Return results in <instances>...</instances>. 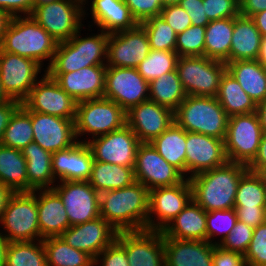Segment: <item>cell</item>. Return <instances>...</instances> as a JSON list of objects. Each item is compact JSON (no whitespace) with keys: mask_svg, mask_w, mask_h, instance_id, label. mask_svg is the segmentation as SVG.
<instances>
[{"mask_svg":"<svg viewBox=\"0 0 266 266\" xmlns=\"http://www.w3.org/2000/svg\"><path fill=\"white\" fill-rule=\"evenodd\" d=\"M149 190L140 182L100 193V216L116 231L147 229Z\"/></svg>","mask_w":266,"mask_h":266,"instance_id":"cell-1","label":"cell"},{"mask_svg":"<svg viewBox=\"0 0 266 266\" xmlns=\"http://www.w3.org/2000/svg\"><path fill=\"white\" fill-rule=\"evenodd\" d=\"M247 170L244 164L227 161L188 178L192 199L206 212L233 209L238 183Z\"/></svg>","mask_w":266,"mask_h":266,"instance_id":"cell-2","label":"cell"},{"mask_svg":"<svg viewBox=\"0 0 266 266\" xmlns=\"http://www.w3.org/2000/svg\"><path fill=\"white\" fill-rule=\"evenodd\" d=\"M32 16H14L4 34L0 49L36 61L41 66L45 59L51 64L58 45Z\"/></svg>","mask_w":266,"mask_h":266,"instance_id":"cell-3","label":"cell"},{"mask_svg":"<svg viewBox=\"0 0 266 266\" xmlns=\"http://www.w3.org/2000/svg\"><path fill=\"white\" fill-rule=\"evenodd\" d=\"M79 30L70 40L59 42L46 73H68L81 68L106 65L109 34L101 33L81 38ZM103 57V58H102ZM106 59V60H105Z\"/></svg>","mask_w":266,"mask_h":266,"instance_id":"cell-4","label":"cell"},{"mask_svg":"<svg viewBox=\"0 0 266 266\" xmlns=\"http://www.w3.org/2000/svg\"><path fill=\"white\" fill-rule=\"evenodd\" d=\"M229 116L216 97L188 95L174 111L175 123L187 132L225 140Z\"/></svg>","mask_w":266,"mask_h":266,"instance_id":"cell-5","label":"cell"},{"mask_svg":"<svg viewBox=\"0 0 266 266\" xmlns=\"http://www.w3.org/2000/svg\"><path fill=\"white\" fill-rule=\"evenodd\" d=\"M126 115L122 107L104 97L79 101L74 121L76 137L92 134L96 138L119 130L126 125Z\"/></svg>","mask_w":266,"mask_h":266,"instance_id":"cell-6","label":"cell"},{"mask_svg":"<svg viewBox=\"0 0 266 266\" xmlns=\"http://www.w3.org/2000/svg\"><path fill=\"white\" fill-rule=\"evenodd\" d=\"M1 225L6 231L1 235L7 242L43 240L38 224L36 190L14 192L3 212Z\"/></svg>","mask_w":266,"mask_h":266,"instance_id":"cell-7","label":"cell"},{"mask_svg":"<svg viewBox=\"0 0 266 266\" xmlns=\"http://www.w3.org/2000/svg\"><path fill=\"white\" fill-rule=\"evenodd\" d=\"M176 70L186 95L216 97L226 63L205 56L178 57Z\"/></svg>","mask_w":266,"mask_h":266,"instance_id":"cell-8","label":"cell"},{"mask_svg":"<svg viewBox=\"0 0 266 266\" xmlns=\"http://www.w3.org/2000/svg\"><path fill=\"white\" fill-rule=\"evenodd\" d=\"M84 5L80 0L53 1L34 5L31 16L55 40L67 41L84 26L82 24V18L86 14Z\"/></svg>","mask_w":266,"mask_h":266,"instance_id":"cell-9","label":"cell"},{"mask_svg":"<svg viewBox=\"0 0 266 266\" xmlns=\"http://www.w3.org/2000/svg\"><path fill=\"white\" fill-rule=\"evenodd\" d=\"M262 135L256 112L229 117L224 140L227 160L248 166L257 155Z\"/></svg>","mask_w":266,"mask_h":266,"instance_id":"cell-10","label":"cell"},{"mask_svg":"<svg viewBox=\"0 0 266 266\" xmlns=\"http://www.w3.org/2000/svg\"><path fill=\"white\" fill-rule=\"evenodd\" d=\"M103 97L113 100L128 112L132 107L149 100V83L136 68L107 66Z\"/></svg>","mask_w":266,"mask_h":266,"instance_id":"cell-11","label":"cell"},{"mask_svg":"<svg viewBox=\"0 0 266 266\" xmlns=\"http://www.w3.org/2000/svg\"><path fill=\"white\" fill-rule=\"evenodd\" d=\"M191 200L192 187L188 177L177 185L149 190L147 230L163 231Z\"/></svg>","mask_w":266,"mask_h":266,"instance_id":"cell-12","label":"cell"},{"mask_svg":"<svg viewBox=\"0 0 266 266\" xmlns=\"http://www.w3.org/2000/svg\"><path fill=\"white\" fill-rule=\"evenodd\" d=\"M42 67L32 59L0 49V81L10 99L22 103L38 81Z\"/></svg>","mask_w":266,"mask_h":266,"instance_id":"cell-13","label":"cell"},{"mask_svg":"<svg viewBox=\"0 0 266 266\" xmlns=\"http://www.w3.org/2000/svg\"><path fill=\"white\" fill-rule=\"evenodd\" d=\"M77 103L45 72L21 104L29 111L75 120Z\"/></svg>","mask_w":266,"mask_h":266,"instance_id":"cell-14","label":"cell"},{"mask_svg":"<svg viewBox=\"0 0 266 266\" xmlns=\"http://www.w3.org/2000/svg\"><path fill=\"white\" fill-rule=\"evenodd\" d=\"M52 189L64 204L70 226L100 217V194L88 181H61Z\"/></svg>","mask_w":266,"mask_h":266,"instance_id":"cell-15","label":"cell"},{"mask_svg":"<svg viewBox=\"0 0 266 266\" xmlns=\"http://www.w3.org/2000/svg\"><path fill=\"white\" fill-rule=\"evenodd\" d=\"M93 140H83L92 151L94 161L117 164L134 169L138 137L126 124L123 128Z\"/></svg>","mask_w":266,"mask_h":266,"instance_id":"cell-16","label":"cell"},{"mask_svg":"<svg viewBox=\"0 0 266 266\" xmlns=\"http://www.w3.org/2000/svg\"><path fill=\"white\" fill-rule=\"evenodd\" d=\"M134 177L148 190L174 186L185 179L150 143H140L137 148Z\"/></svg>","mask_w":266,"mask_h":266,"instance_id":"cell-17","label":"cell"},{"mask_svg":"<svg viewBox=\"0 0 266 266\" xmlns=\"http://www.w3.org/2000/svg\"><path fill=\"white\" fill-rule=\"evenodd\" d=\"M116 241L125 249L129 266H165L162 231H121Z\"/></svg>","mask_w":266,"mask_h":266,"instance_id":"cell-18","label":"cell"},{"mask_svg":"<svg viewBox=\"0 0 266 266\" xmlns=\"http://www.w3.org/2000/svg\"><path fill=\"white\" fill-rule=\"evenodd\" d=\"M149 51L148 35L138 24L131 30L109 34L106 65L136 68L148 56Z\"/></svg>","mask_w":266,"mask_h":266,"instance_id":"cell-19","label":"cell"},{"mask_svg":"<svg viewBox=\"0 0 266 266\" xmlns=\"http://www.w3.org/2000/svg\"><path fill=\"white\" fill-rule=\"evenodd\" d=\"M33 142L51 153L65 150L78 142L75 120L30 111Z\"/></svg>","mask_w":266,"mask_h":266,"instance_id":"cell-20","label":"cell"},{"mask_svg":"<svg viewBox=\"0 0 266 266\" xmlns=\"http://www.w3.org/2000/svg\"><path fill=\"white\" fill-rule=\"evenodd\" d=\"M126 114V124L140 143H151L175 123L173 110L150 100L132 107Z\"/></svg>","mask_w":266,"mask_h":266,"instance_id":"cell-21","label":"cell"},{"mask_svg":"<svg viewBox=\"0 0 266 266\" xmlns=\"http://www.w3.org/2000/svg\"><path fill=\"white\" fill-rule=\"evenodd\" d=\"M186 173L188 178L224 165L228 160L224 140L200 133L187 132Z\"/></svg>","mask_w":266,"mask_h":266,"instance_id":"cell-22","label":"cell"},{"mask_svg":"<svg viewBox=\"0 0 266 266\" xmlns=\"http://www.w3.org/2000/svg\"><path fill=\"white\" fill-rule=\"evenodd\" d=\"M116 231L101 216L83 224L70 226L60 237L71 247L88 253L94 259L115 240Z\"/></svg>","mask_w":266,"mask_h":266,"instance_id":"cell-23","label":"cell"},{"mask_svg":"<svg viewBox=\"0 0 266 266\" xmlns=\"http://www.w3.org/2000/svg\"><path fill=\"white\" fill-rule=\"evenodd\" d=\"M107 65H94L68 73H47L77 102L103 98Z\"/></svg>","mask_w":266,"mask_h":266,"instance_id":"cell-24","label":"cell"},{"mask_svg":"<svg viewBox=\"0 0 266 266\" xmlns=\"http://www.w3.org/2000/svg\"><path fill=\"white\" fill-rule=\"evenodd\" d=\"M94 163L87 143L79 141L68 149L52 153V172L61 181H88Z\"/></svg>","mask_w":266,"mask_h":266,"instance_id":"cell-25","label":"cell"},{"mask_svg":"<svg viewBox=\"0 0 266 266\" xmlns=\"http://www.w3.org/2000/svg\"><path fill=\"white\" fill-rule=\"evenodd\" d=\"M165 266H213L214 244L200 240H179L163 235Z\"/></svg>","mask_w":266,"mask_h":266,"instance_id":"cell-26","label":"cell"},{"mask_svg":"<svg viewBox=\"0 0 266 266\" xmlns=\"http://www.w3.org/2000/svg\"><path fill=\"white\" fill-rule=\"evenodd\" d=\"M36 201L39 230L43 238L60 236L70 227L64 204L53 189L36 190Z\"/></svg>","mask_w":266,"mask_h":266,"instance_id":"cell-27","label":"cell"},{"mask_svg":"<svg viewBox=\"0 0 266 266\" xmlns=\"http://www.w3.org/2000/svg\"><path fill=\"white\" fill-rule=\"evenodd\" d=\"M91 1V18L94 24L105 33L111 34L123 30H131L138 25L124 0Z\"/></svg>","mask_w":266,"mask_h":266,"instance_id":"cell-28","label":"cell"},{"mask_svg":"<svg viewBox=\"0 0 266 266\" xmlns=\"http://www.w3.org/2000/svg\"><path fill=\"white\" fill-rule=\"evenodd\" d=\"M162 233L168 238L206 241V211L192 199Z\"/></svg>","mask_w":266,"mask_h":266,"instance_id":"cell-29","label":"cell"},{"mask_svg":"<svg viewBox=\"0 0 266 266\" xmlns=\"http://www.w3.org/2000/svg\"><path fill=\"white\" fill-rule=\"evenodd\" d=\"M262 35L250 17H233V34L229 62L257 60L260 53Z\"/></svg>","mask_w":266,"mask_h":266,"instance_id":"cell-30","label":"cell"},{"mask_svg":"<svg viewBox=\"0 0 266 266\" xmlns=\"http://www.w3.org/2000/svg\"><path fill=\"white\" fill-rule=\"evenodd\" d=\"M21 152L26 159L28 192L52 189L53 183L57 181L52 172V153L35 142H31Z\"/></svg>","mask_w":266,"mask_h":266,"instance_id":"cell-31","label":"cell"},{"mask_svg":"<svg viewBox=\"0 0 266 266\" xmlns=\"http://www.w3.org/2000/svg\"><path fill=\"white\" fill-rule=\"evenodd\" d=\"M226 66L256 105L266 98V68L258 60L232 61Z\"/></svg>","mask_w":266,"mask_h":266,"instance_id":"cell-32","label":"cell"},{"mask_svg":"<svg viewBox=\"0 0 266 266\" xmlns=\"http://www.w3.org/2000/svg\"><path fill=\"white\" fill-rule=\"evenodd\" d=\"M187 131L173 123L150 144L167 163L175 167L184 177L186 174ZM186 175V176H185Z\"/></svg>","mask_w":266,"mask_h":266,"instance_id":"cell-33","label":"cell"},{"mask_svg":"<svg viewBox=\"0 0 266 266\" xmlns=\"http://www.w3.org/2000/svg\"><path fill=\"white\" fill-rule=\"evenodd\" d=\"M216 98L229 117L256 111L254 101L227 70L221 77Z\"/></svg>","mask_w":266,"mask_h":266,"instance_id":"cell-34","label":"cell"},{"mask_svg":"<svg viewBox=\"0 0 266 266\" xmlns=\"http://www.w3.org/2000/svg\"><path fill=\"white\" fill-rule=\"evenodd\" d=\"M88 182L99 194L104 191L124 188L135 182L134 169L94 161Z\"/></svg>","mask_w":266,"mask_h":266,"instance_id":"cell-35","label":"cell"},{"mask_svg":"<svg viewBox=\"0 0 266 266\" xmlns=\"http://www.w3.org/2000/svg\"><path fill=\"white\" fill-rule=\"evenodd\" d=\"M0 182L13 192H28L26 159L21 150L0 144Z\"/></svg>","mask_w":266,"mask_h":266,"instance_id":"cell-36","label":"cell"},{"mask_svg":"<svg viewBox=\"0 0 266 266\" xmlns=\"http://www.w3.org/2000/svg\"><path fill=\"white\" fill-rule=\"evenodd\" d=\"M232 34L233 17L210 21L205 30L204 56L228 63Z\"/></svg>","mask_w":266,"mask_h":266,"instance_id":"cell-37","label":"cell"},{"mask_svg":"<svg viewBox=\"0 0 266 266\" xmlns=\"http://www.w3.org/2000/svg\"><path fill=\"white\" fill-rule=\"evenodd\" d=\"M42 242L47 266H96L91 255L71 247L60 236L46 237Z\"/></svg>","mask_w":266,"mask_h":266,"instance_id":"cell-38","label":"cell"},{"mask_svg":"<svg viewBox=\"0 0 266 266\" xmlns=\"http://www.w3.org/2000/svg\"><path fill=\"white\" fill-rule=\"evenodd\" d=\"M177 70L168 72L149 83V100L175 111L186 98Z\"/></svg>","mask_w":266,"mask_h":266,"instance_id":"cell-39","label":"cell"},{"mask_svg":"<svg viewBox=\"0 0 266 266\" xmlns=\"http://www.w3.org/2000/svg\"><path fill=\"white\" fill-rule=\"evenodd\" d=\"M33 136L30 111L21 104L10 117L0 144L22 150L33 142Z\"/></svg>","mask_w":266,"mask_h":266,"instance_id":"cell-40","label":"cell"},{"mask_svg":"<svg viewBox=\"0 0 266 266\" xmlns=\"http://www.w3.org/2000/svg\"><path fill=\"white\" fill-rule=\"evenodd\" d=\"M4 266H47L42 240L8 242Z\"/></svg>","mask_w":266,"mask_h":266,"instance_id":"cell-41","label":"cell"},{"mask_svg":"<svg viewBox=\"0 0 266 266\" xmlns=\"http://www.w3.org/2000/svg\"><path fill=\"white\" fill-rule=\"evenodd\" d=\"M178 57L176 51L150 49L148 56L139 63L136 69L150 83L163 74L176 70Z\"/></svg>","mask_w":266,"mask_h":266,"instance_id":"cell-42","label":"cell"},{"mask_svg":"<svg viewBox=\"0 0 266 266\" xmlns=\"http://www.w3.org/2000/svg\"><path fill=\"white\" fill-rule=\"evenodd\" d=\"M235 206H266V188L255 172L247 170L242 175L237 186Z\"/></svg>","mask_w":266,"mask_h":266,"instance_id":"cell-43","label":"cell"},{"mask_svg":"<svg viewBox=\"0 0 266 266\" xmlns=\"http://www.w3.org/2000/svg\"><path fill=\"white\" fill-rule=\"evenodd\" d=\"M140 25L148 35L150 49L175 51L177 33L161 15L150 17Z\"/></svg>","mask_w":266,"mask_h":266,"instance_id":"cell-44","label":"cell"},{"mask_svg":"<svg viewBox=\"0 0 266 266\" xmlns=\"http://www.w3.org/2000/svg\"><path fill=\"white\" fill-rule=\"evenodd\" d=\"M237 221L235 208L206 212V241L211 244L219 245L231 233ZM216 234H222V237L217 242H213L214 240H212V238H214Z\"/></svg>","mask_w":266,"mask_h":266,"instance_id":"cell-45","label":"cell"},{"mask_svg":"<svg viewBox=\"0 0 266 266\" xmlns=\"http://www.w3.org/2000/svg\"><path fill=\"white\" fill-rule=\"evenodd\" d=\"M205 26L191 25L177 34L175 51L179 57L204 56Z\"/></svg>","mask_w":266,"mask_h":266,"instance_id":"cell-46","label":"cell"},{"mask_svg":"<svg viewBox=\"0 0 266 266\" xmlns=\"http://www.w3.org/2000/svg\"><path fill=\"white\" fill-rule=\"evenodd\" d=\"M253 237V228L240 221L236 222L231 233L219 244L223 249L245 255Z\"/></svg>","mask_w":266,"mask_h":266,"instance_id":"cell-47","label":"cell"},{"mask_svg":"<svg viewBox=\"0 0 266 266\" xmlns=\"http://www.w3.org/2000/svg\"><path fill=\"white\" fill-rule=\"evenodd\" d=\"M244 257L249 266H266V222L253 229Z\"/></svg>","mask_w":266,"mask_h":266,"instance_id":"cell-48","label":"cell"},{"mask_svg":"<svg viewBox=\"0 0 266 266\" xmlns=\"http://www.w3.org/2000/svg\"><path fill=\"white\" fill-rule=\"evenodd\" d=\"M203 5L209 21L240 15L239 0H203Z\"/></svg>","mask_w":266,"mask_h":266,"instance_id":"cell-49","label":"cell"},{"mask_svg":"<svg viewBox=\"0 0 266 266\" xmlns=\"http://www.w3.org/2000/svg\"><path fill=\"white\" fill-rule=\"evenodd\" d=\"M138 24L150 17L159 16L163 8L161 0H124Z\"/></svg>","mask_w":266,"mask_h":266,"instance_id":"cell-50","label":"cell"},{"mask_svg":"<svg viewBox=\"0 0 266 266\" xmlns=\"http://www.w3.org/2000/svg\"><path fill=\"white\" fill-rule=\"evenodd\" d=\"M160 15L177 34L192 25L188 13L179 4L164 6Z\"/></svg>","mask_w":266,"mask_h":266,"instance_id":"cell-51","label":"cell"},{"mask_svg":"<svg viewBox=\"0 0 266 266\" xmlns=\"http://www.w3.org/2000/svg\"><path fill=\"white\" fill-rule=\"evenodd\" d=\"M95 264L100 266H129L125 249L115 240L96 257Z\"/></svg>","mask_w":266,"mask_h":266,"instance_id":"cell-52","label":"cell"},{"mask_svg":"<svg viewBox=\"0 0 266 266\" xmlns=\"http://www.w3.org/2000/svg\"><path fill=\"white\" fill-rule=\"evenodd\" d=\"M238 221L253 229L266 222V206H235Z\"/></svg>","mask_w":266,"mask_h":266,"instance_id":"cell-53","label":"cell"},{"mask_svg":"<svg viewBox=\"0 0 266 266\" xmlns=\"http://www.w3.org/2000/svg\"><path fill=\"white\" fill-rule=\"evenodd\" d=\"M213 266H249L245 260L244 255L228 251L223 249L219 245L214 244L213 257H212Z\"/></svg>","mask_w":266,"mask_h":266,"instance_id":"cell-54","label":"cell"},{"mask_svg":"<svg viewBox=\"0 0 266 266\" xmlns=\"http://www.w3.org/2000/svg\"><path fill=\"white\" fill-rule=\"evenodd\" d=\"M179 5L188 13L194 26H207L210 21L206 16L203 0H180Z\"/></svg>","mask_w":266,"mask_h":266,"instance_id":"cell-55","label":"cell"},{"mask_svg":"<svg viewBox=\"0 0 266 266\" xmlns=\"http://www.w3.org/2000/svg\"><path fill=\"white\" fill-rule=\"evenodd\" d=\"M34 0H0V8L14 16H31L34 10ZM21 13V14H20Z\"/></svg>","mask_w":266,"mask_h":266,"instance_id":"cell-56","label":"cell"},{"mask_svg":"<svg viewBox=\"0 0 266 266\" xmlns=\"http://www.w3.org/2000/svg\"><path fill=\"white\" fill-rule=\"evenodd\" d=\"M20 105L21 103L19 101L13 99L0 103V142L10 117Z\"/></svg>","mask_w":266,"mask_h":266,"instance_id":"cell-57","label":"cell"},{"mask_svg":"<svg viewBox=\"0 0 266 266\" xmlns=\"http://www.w3.org/2000/svg\"><path fill=\"white\" fill-rule=\"evenodd\" d=\"M240 15L252 17L254 14L266 10V0H239Z\"/></svg>","mask_w":266,"mask_h":266,"instance_id":"cell-58","label":"cell"},{"mask_svg":"<svg viewBox=\"0 0 266 266\" xmlns=\"http://www.w3.org/2000/svg\"><path fill=\"white\" fill-rule=\"evenodd\" d=\"M262 167H266V134L262 135L256 157L247 166V168H262Z\"/></svg>","mask_w":266,"mask_h":266,"instance_id":"cell-59","label":"cell"},{"mask_svg":"<svg viewBox=\"0 0 266 266\" xmlns=\"http://www.w3.org/2000/svg\"><path fill=\"white\" fill-rule=\"evenodd\" d=\"M14 192L6 185L0 182V223L5 211L7 202Z\"/></svg>","mask_w":266,"mask_h":266,"instance_id":"cell-60","label":"cell"},{"mask_svg":"<svg viewBox=\"0 0 266 266\" xmlns=\"http://www.w3.org/2000/svg\"><path fill=\"white\" fill-rule=\"evenodd\" d=\"M256 114L263 134H266V98L256 105Z\"/></svg>","mask_w":266,"mask_h":266,"instance_id":"cell-61","label":"cell"},{"mask_svg":"<svg viewBox=\"0 0 266 266\" xmlns=\"http://www.w3.org/2000/svg\"><path fill=\"white\" fill-rule=\"evenodd\" d=\"M251 19L262 36H266V10L254 14Z\"/></svg>","mask_w":266,"mask_h":266,"instance_id":"cell-62","label":"cell"},{"mask_svg":"<svg viewBox=\"0 0 266 266\" xmlns=\"http://www.w3.org/2000/svg\"><path fill=\"white\" fill-rule=\"evenodd\" d=\"M11 19L12 16L8 12L0 8V44L10 24Z\"/></svg>","mask_w":266,"mask_h":266,"instance_id":"cell-63","label":"cell"},{"mask_svg":"<svg viewBox=\"0 0 266 266\" xmlns=\"http://www.w3.org/2000/svg\"><path fill=\"white\" fill-rule=\"evenodd\" d=\"M8 242L0 232V266H4Z\"/></svg>","mask_w":266,"mask_h":266,"instance_id":"cell-64","label":"cell"},{"mask_svg":"<svg viewBox=\"0 0 266 266\" xmlns=\"http://www.w3.org/2000/svg\"><path fill=\"white\" fill-rule=\"evenodd\" d=\"M257 60L261 65H263L266 68V36L262 37L260 53Z\"/></svg>","mask_w":266,"mask_h":266,"instance_id":"cell-65","label":"cell"},{"mask_svg":"<svg viewBox=\"0 0 266 266\" xmlns=\"http://www.w3.org/2000/svg\"><path fill=\"white\" fill-rule=\"evenodd\" d=\"M248 170L255 172L262 181V184L266 188V167L262 168H248Z\"/></svg>","mask_w":266,"mask_h":266,"instance_id":"cell-66","label":"cell"},{"mask_svg":"<svg viewBox=\"0 0 266 266\" xmlns=\"http://www.w3.org/2000/svg\"><path fill=\"white\" fill-rule=\"evenodd\" d=\"M8 100H11V99L4 92L1 81H0V103H3Z\"/></svg>","mask_w":266,"mask_h":266,"instance_id":"cell-67","label":"cell"},{"mask_svg":"<svg viewBox=\"0 0 266 266\" xmlns=\"http://www.w3.org/2000/svg\"><path fill=\"white\" fill-rule=\"evenodd\" d=\"M163 7L167 5L179 4L180 0H161Z\"/></svg>","mask_w":266,"mask_h":266,"instance_id":"cell-68","label":"cell"},{"mask_svg":"<svg viewBox=\"0 0 266 266\" xmlns=\"http://www.w3.org/2000/svg\"><path fill=\"white\" fill-rule=\"evenodd\" d=\"M34 1H35V5H41L44 3H49V2L58 1V0H34Z\"/></svg>","mask_w":266,"mask_h":266,"instance_id":"cell-69","label":"cell"},{"mask_svg":"<svg viewBox=\"0 0 266 266\" xmlns=\"http://www.w3.org/2000/svg\"><path fill=\"white\" fill-rule=\"evenodd\" d=\"M80 1L84 2V4H86V3L88 2V0H80ZM86 1H87V2H86Z\"/></svg>","mask_w":266,"mask_h":266,"instance_id":"cell-70","label":"cell"}]
</instances>
